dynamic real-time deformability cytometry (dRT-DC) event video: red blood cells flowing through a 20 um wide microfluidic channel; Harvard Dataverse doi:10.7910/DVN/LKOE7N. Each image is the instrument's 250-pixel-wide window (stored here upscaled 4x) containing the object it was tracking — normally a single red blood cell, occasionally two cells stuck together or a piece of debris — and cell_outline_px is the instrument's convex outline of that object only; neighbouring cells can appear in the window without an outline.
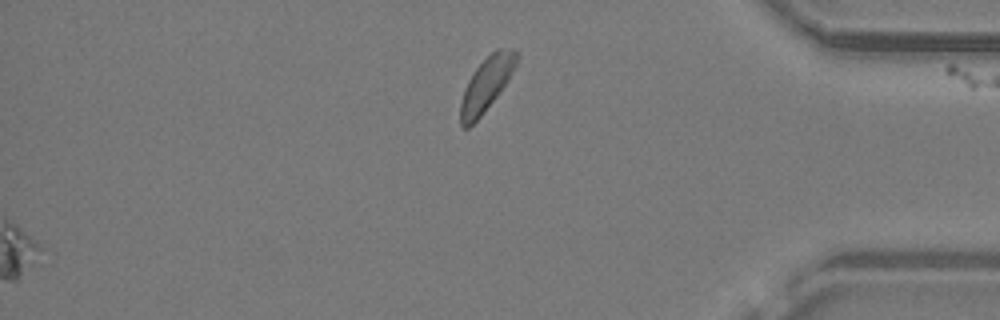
{"species": "common noctule bat (a hibernating species)", "species_latin": "Nyctalus noctula", "temperature_condition": "warm", "stored_images_in_passage": 22, "segment_of_instrument_passage": [2, 2], "camera_frame_rate_fps": 3000, "um_per_image_px": 0.085, "animal": {"sex": "male", "body_mass_g": 19.2, "forearm_length_mm": 51.8}, "frame": {"image": 1, "passage_image": 22, "time_ms": 7.0, "image_size_px": [1000, 320], "cell_outline_px": [[520, 56], [508, 80], [484, 112], [468, 128], [464, 128], [460, 124], [460, 104], [464, 88], [468, 80], [476, 68], [496, 48], [512, 48], [520, 52]], "centroid_in_image_um": [41.36, 7.13], "position_along_channel_um": 393.8, "area_um2": 17.46}}